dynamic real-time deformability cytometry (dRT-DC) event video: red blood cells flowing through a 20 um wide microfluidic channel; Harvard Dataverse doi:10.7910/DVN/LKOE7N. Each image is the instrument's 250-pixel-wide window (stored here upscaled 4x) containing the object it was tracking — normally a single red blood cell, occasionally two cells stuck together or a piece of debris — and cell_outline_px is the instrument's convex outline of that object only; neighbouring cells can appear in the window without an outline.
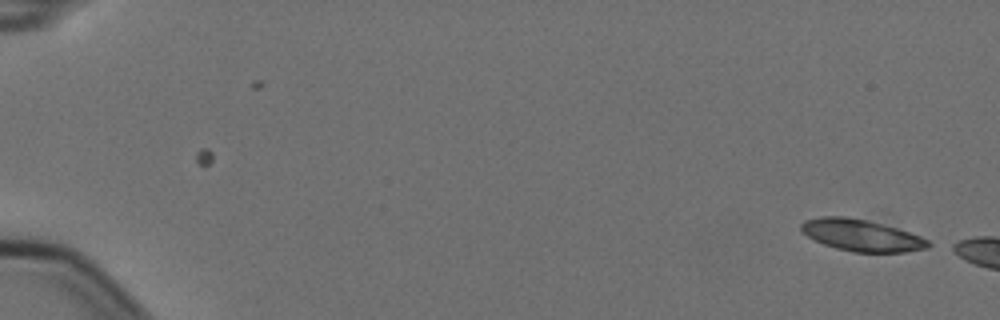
{"species": "Egyptian fruit bat (a non-hibernating species)", "species_latin": "Rousettus aegyptiacus", "temperature_condition": "cold", "stored_images_in_passage": 6, "camera_frame_rate_fps": 3000, "um_per_image_px": 0.085, "animal": {"sex": "female"}, "frame": {"image": 1, "passage_image": 6, "time_ms": 1.667, "image_size_px": [1000, 320], "cell_outline_px": [[936, 244], [928, 248], [904, 252], [852, 252], [836, 248], [824, 244], [808, 236], [800, 228], [800, 224], [804, 220], [820, 216], [844, 216], [868, 220], [884, 224], [920, 236]], "centroid_in_image_um": [73.25, 20.0], "position_along_channel_um": 11.7, "area_um2": 23.52}}